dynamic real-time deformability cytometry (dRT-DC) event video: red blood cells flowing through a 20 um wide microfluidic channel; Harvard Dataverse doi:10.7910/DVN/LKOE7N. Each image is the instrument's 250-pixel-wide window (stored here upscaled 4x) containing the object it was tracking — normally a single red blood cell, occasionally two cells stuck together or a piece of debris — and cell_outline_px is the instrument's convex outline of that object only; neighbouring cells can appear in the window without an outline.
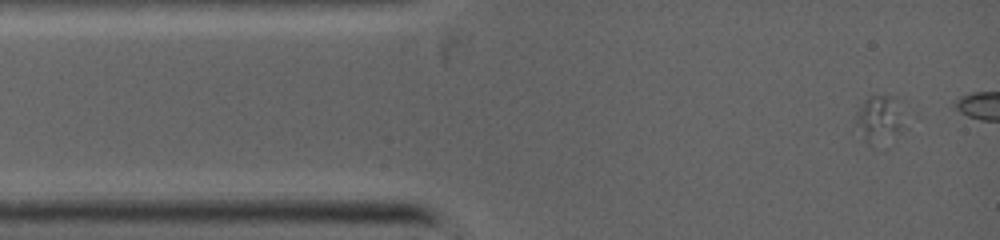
{"species": "common noctule bat (a hibernating species)", "species_latin": "Nyctalus noctula", "temperature_condition": "warm", "stored_images_in_passage": 3, "camera_frame_rate_fps": 5000, "um_per_image_px": 0.085, "animal": {"sex": "female", "body_mass_g": 19.0, "forearm_length_mm": 53.3}, "frame": {"image": 1, "passage_image": 1, "time_ms": 0.0, "image_size_px": [1000, 240], "cell_outline_px": [[916, 116], [908, 128], [896, 132], [868, 140], [864, 136], [856, 120], [856, 116], [864, 100], [868, 96], [896, 96], [916, 112]], "centroid_in_image_um": [75.13, 9.88], "position_along_channel_um": 9.9, "area_um2": 13.7}}